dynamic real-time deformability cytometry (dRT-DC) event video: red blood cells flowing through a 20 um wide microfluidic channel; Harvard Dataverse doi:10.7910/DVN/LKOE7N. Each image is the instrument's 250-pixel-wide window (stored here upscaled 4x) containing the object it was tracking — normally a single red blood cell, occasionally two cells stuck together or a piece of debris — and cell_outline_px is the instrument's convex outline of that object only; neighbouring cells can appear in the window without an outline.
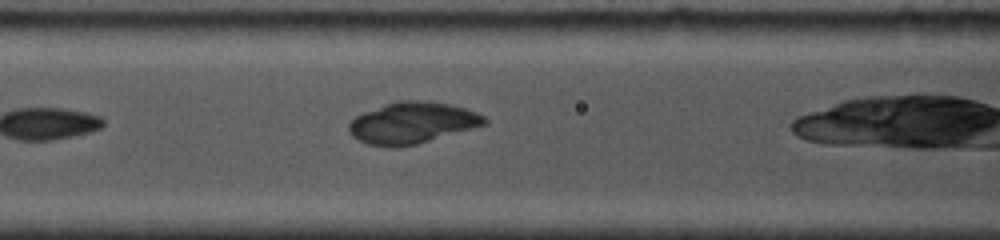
{"species": "common noctule bat (a hibernating species)", "species_latin": "Nyctalus noctula", "temperature_condition": "cold", "stored_images_in_passage": 41, "camera_frame_rate_fps": 5000, "um_per_image_px": 0.085, "animal": {"sex": "female", "body_mass_g": 19.0, "forearm_length_mm": 53.3}, "frame": {"image": 1, "passage_image": 12, "time_ms": 2.0, "image_size_px": [1000, 240], "cell_outline_px": [[488, 124], [416, 144], [396, 148], [388, 148], [368, 144], [352, 136], [348, 132], [348, 124], [356, 116], [364, 112], [384, 104], [396, 100], [420, 100], [448, 104], [464, 108], [476, 112], [484, 116], [488, 120]], "centroid_in_image_um": [35.02, 10.45], "position_along_channel_um": 131.6, "area_um2": 32.77}}